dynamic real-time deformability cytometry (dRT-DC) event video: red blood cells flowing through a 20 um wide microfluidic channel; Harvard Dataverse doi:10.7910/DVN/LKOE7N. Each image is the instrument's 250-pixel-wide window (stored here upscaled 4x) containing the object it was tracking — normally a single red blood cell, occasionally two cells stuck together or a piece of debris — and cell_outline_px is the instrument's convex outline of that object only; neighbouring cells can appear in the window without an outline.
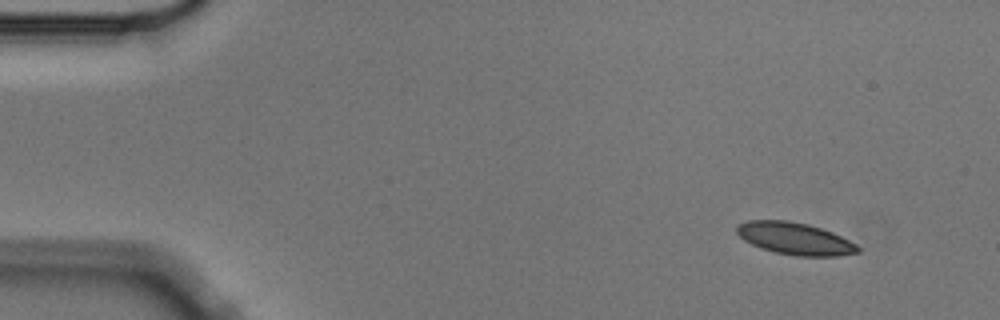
{"species": "Egyptian fruit bat (a non-hibernating species)", "species_latin": "Rousettus aegyptiacus", "temperature_condition": "cold", "stored_images_in_passage": 4, "camera_frame_rate_fps": 3000, "um_per_image_px": 0.085, "animal": {"sex": "male"}, "frame": {"image": 1, "passage_image": 1, "time_ms": 0.0, "image_size_px": [1000, 320], "cell_outline_px": [[860, 252], [836, 256], [796, 256], [776, 252], [760, 248], [744, 240], [736, 232], [736, 228], [740, 224], [748, 220], [788, 220], [808, 224], [832, 232], [856, 244], [860, 248]], "centroid_in_image_um": [67.56, 20.28], "position_along_channel_um": 17.4, "area_um2": 22.54}}